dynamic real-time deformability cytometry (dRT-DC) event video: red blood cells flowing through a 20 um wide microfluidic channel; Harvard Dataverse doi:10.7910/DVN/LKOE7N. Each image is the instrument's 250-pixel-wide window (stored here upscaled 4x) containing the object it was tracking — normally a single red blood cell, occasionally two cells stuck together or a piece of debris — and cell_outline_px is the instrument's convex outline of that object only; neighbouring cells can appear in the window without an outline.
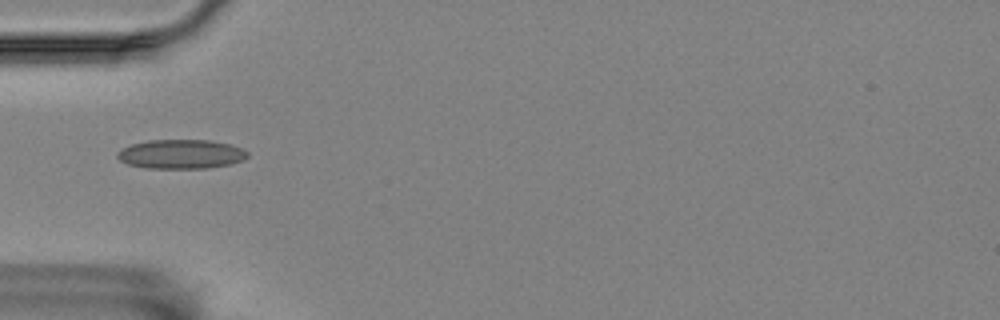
{"species": "Egyptian fruit bat (a non-hibernating species)", "species_latin": "Rousettus aegyptiacus", "temperature_condition": "room temperature", "stored_images_in_passage": 24, "camera_frame_rate_fps": 3000, "um_per_image_px": 0.085, "animal": {"sex": "female"}, "frame": {"image": 1, "passage_image": 1, "time_ms": 0.0, "image_size_px": [1000, 320], "cell_outline_px": [[248, 156], [244, 160], [228, 164], [204, 168], [148, 168], [128, 164], [120, 160], [116, 156], [116, 152], [132, 144], [148, 140], [212, 140], [232, 144], [248, 152]], "centroid_in_image_um": [15.39, 13.09], "position_along_channel_um": 69.6, "area_um2": 22.08}}
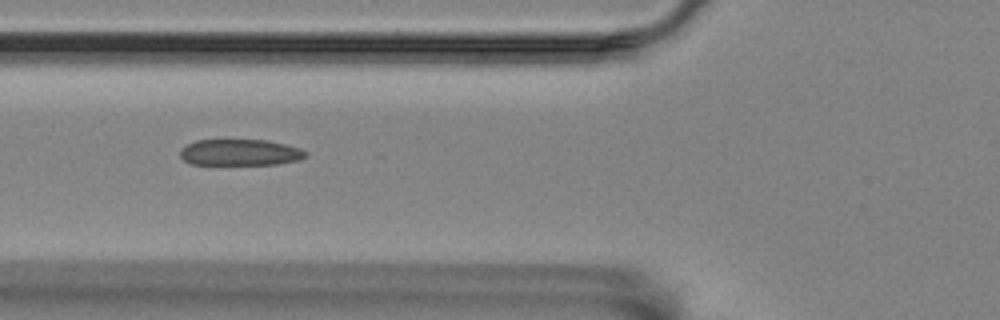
{"frame": {"image": 2, "passage_image": 4, "time_ms": 1.0, "image_size_px": [1000, 320], "cell_outline_px": [[308, 156], [300, 160], [276, 164], [192, 164], [184, 160], [180, 156], [180, 148], [196, 140], [268, 140], [300, 148], [308, 152]], "centroid_in_image_um": [20.43, 12.95], "position_along_channel_um": 105.4, "area_um2": 19.25}}